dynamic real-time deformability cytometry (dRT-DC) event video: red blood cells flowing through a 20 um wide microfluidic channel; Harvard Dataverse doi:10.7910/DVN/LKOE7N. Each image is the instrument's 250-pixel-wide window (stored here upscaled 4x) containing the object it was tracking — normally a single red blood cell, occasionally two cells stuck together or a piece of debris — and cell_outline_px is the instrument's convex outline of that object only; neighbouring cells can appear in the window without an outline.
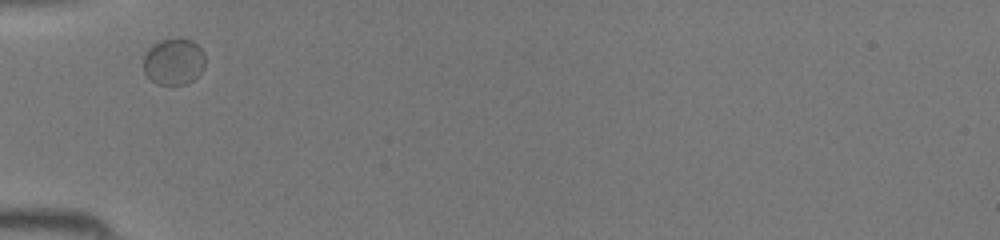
{"species": "common noctule bat (a hibernating species)", "species_latin": "Nyctalus noctula", "temperature_condition": "room temperature", "stored_images_in_passage": 31, "camera_frame_rate_fps": 3000, "um_per_image_px": 0.085, "animal": {"sex": "female", "body_mass_g": 19.5, "forearm_length_mm": 54.1}, "frame": {"image": 1, "passage_image": 1, "time_ms": 0.0, "image_size_px": [1000, 240], "cell_outline_px": [[204, 68], [188, 84], [156, 84], [144, 72], [144, 56], [148, 48], [152, 44], [160, 40], [176, 36], [180, 36], [192, 40], [204, 52]], "centroid_in_image_um": [14.76, 5.19], "position_along_channel_um": 70.2, "area_um2": 16.99}}
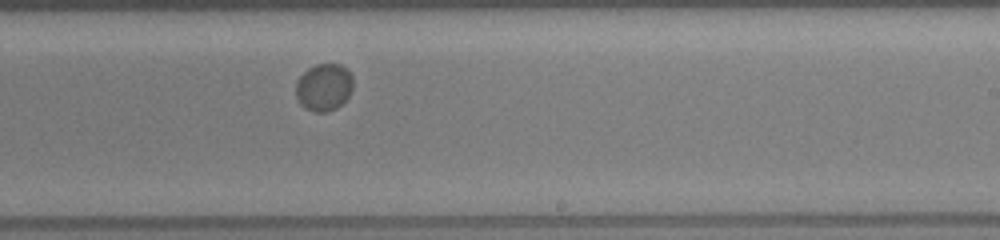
{"frame": {"image": 2, "passage_image": 14, "time_ms": 4.333, "image_size_px": [1000, 240], "cell_outline_px": [[352, 88], [348, 96], [336, 108], [324, 112], [316, 112], [304, 108], [300, 104], [296, 96], [296, 80], [308, 68], [316, 64], [340, 64], [348, 68], [352, 76]], "centroid_in_image_um": [27.52, 7.39], "position_along_channel_um": 261.5, "area_um2": 15.78}}
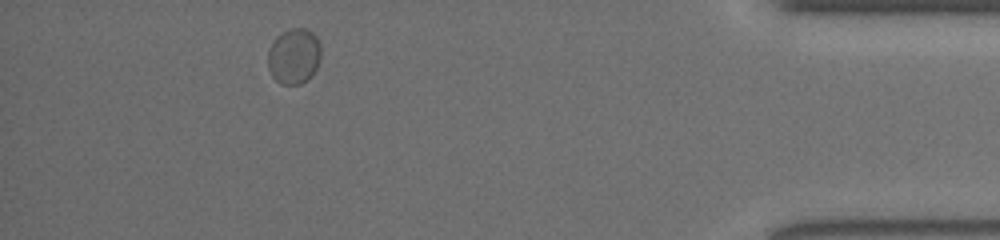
{"frame": {"image": 3, "passage_image": 27, "time_ms": 8.667, "image_size_px": [1000, 240], "cell_outline_px": [[320, 60], [312, 76], [308, 80], [300, 84], [280, 84], [272, 76], [268, 68], [268, 52], [276, 36], [292, 28], [304, 28], [312, 32], [316, 36], [320, 44]], "centroid_in_image_um": [24.99, 4.79], "position_along_channel_um": 410.2, "area_um2": 17.22}}